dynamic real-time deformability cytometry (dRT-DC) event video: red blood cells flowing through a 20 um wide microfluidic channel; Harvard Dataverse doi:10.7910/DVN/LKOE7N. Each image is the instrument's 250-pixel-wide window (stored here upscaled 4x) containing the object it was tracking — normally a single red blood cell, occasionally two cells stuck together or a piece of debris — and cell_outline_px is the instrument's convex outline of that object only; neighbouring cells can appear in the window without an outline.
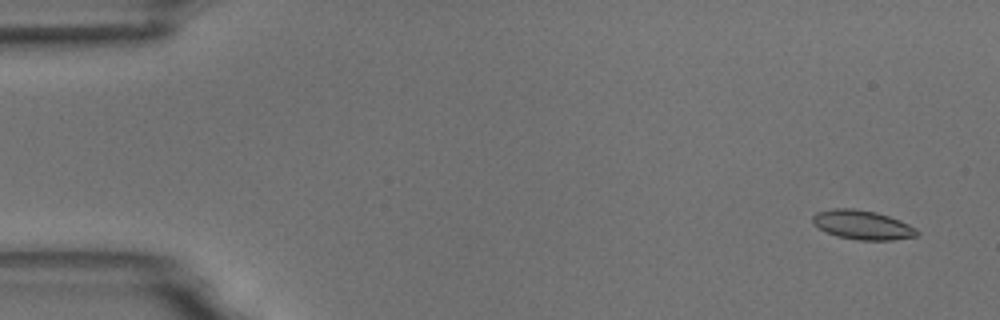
{"species": "common noctule bat (a hibernating species)", "species_latin": "Nyctalus noctula", "temperature_condition": "room temperature", "stored_images_in_passage": 6, "camera_frame_rate_fps": 3000, "um_per_image_px": 0.085, "animal": {"sex": "male", "body_mass_g": 18.8}, "frame": {"image": 1, "passage_image": 1, "time_ms": 0.0, "image_size_px": [1000, 320], "cell_outline_px": [[920, 232], [916, 236], [892, 240], [856, 240], [836, 236], [812, 224], [812, 216], [816, 212], [832, 208], [852, 208], [876, 212], [900, 220], [916, 228]], "centroid_in_image_um": [73.29, 19.11], "position_along_channel_um": 11.7, "area_um2": 17.8}}
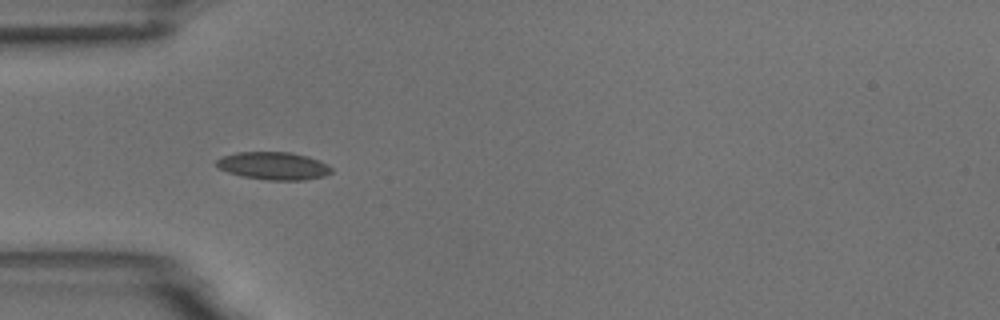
{"frame": {"image": 2, "passage_image": 5, "time_ms": 4.667, "image_size_px": [1000, 320], "cell_outline_px": [[332, 172], [324, 176], [304, 180], [268, 180], [244, 176], [228, 172], [216, 168], [216, 160], [224, 156], [236, 152], [292, 152], [308, 156], [320, 160], [328, 164], [332, 168]], "centroid_in_image_um": [23.27, 14.09], "position_along_channel_um": 61.7, "area_um2": 18.67}}